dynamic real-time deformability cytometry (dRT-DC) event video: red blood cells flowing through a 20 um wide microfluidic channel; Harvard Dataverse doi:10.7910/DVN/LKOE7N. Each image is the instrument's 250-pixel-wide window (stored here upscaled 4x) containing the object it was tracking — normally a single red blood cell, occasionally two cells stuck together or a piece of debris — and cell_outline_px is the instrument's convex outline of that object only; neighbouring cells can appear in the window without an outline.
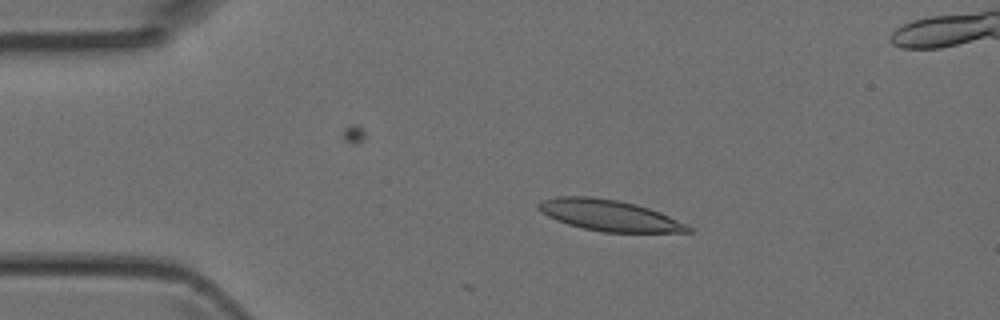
{"species": "Egyptian fruit bat (a non-hibernating species)", "species_latin": "Rousettus aegyptiacus", "temperature_condition": "room temperature", "stored_images_in_passage": 3, "camera_frame_rate_fps": 3000, "um_per_image_px": 0.085, "animal": {"sex": "female"}, "frame": {"image": 1, "passage_image": 1, "time_ms": 0.0, "image_size_px": [1000, 320], "cell_outline_px": [[692, 232], [604, 232], [580, 228], [556, 220], [540, 212], [536, 208], [536, 204], [544, 200], [556, 196], [592, 196], [616, 200], [636, 204], [660, 212], [688, 224], [692, 228]], "centroid_in_image_um": [51.76, 18.3], "position_along_channel_um": 33.2, "area_um2": 27.22}}